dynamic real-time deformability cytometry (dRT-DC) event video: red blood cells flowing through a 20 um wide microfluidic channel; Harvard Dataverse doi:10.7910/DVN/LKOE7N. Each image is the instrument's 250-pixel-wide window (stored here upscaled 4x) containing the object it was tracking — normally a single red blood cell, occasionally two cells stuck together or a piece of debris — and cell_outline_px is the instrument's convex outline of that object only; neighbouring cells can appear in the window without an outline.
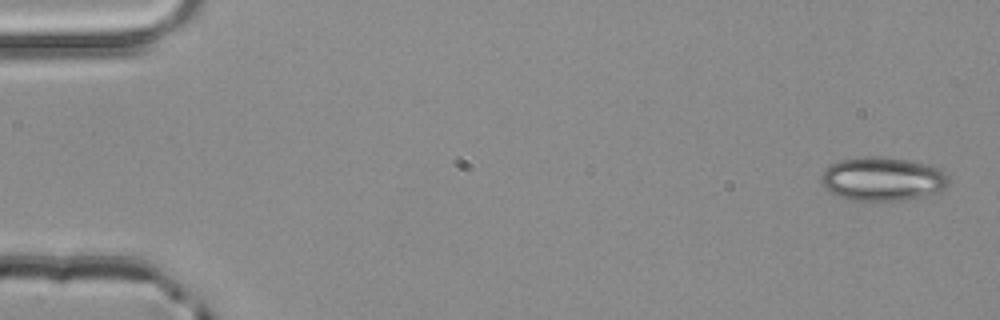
{"species": "common noctule bat (a hibernating species)", "species_latin": "Nyctalus noctula", "temperature_condition": "room temperature", "stored_images_in_passage": 5, "segment_of_instrument_passage": [2, 2], "camera_frame_rate_fps": 3000, "um_per_image_px": 0.085, "animal": {"sex": "male", "body_mass_g": 20.4}, "frame": {"image": 1, "passage_image": 5, "time_ms": 1.333, "image_size_px": [1000, 320], "cell_outline_px": [[948, 184], [944, 188], [936, 192], [924, 196], [908, 200], [852, 200], [828, 192], [824, 188], [820, 180], [820, 176], [824, 168], [840, 160], [868, 156], [872, 156], [904, 160], [928, 164], [944, 168], [948, 172]], "centroid_in_image_um": [75.03, 15.21], "position_along_channel_um": 10.0, "area_um2": 32.66}}